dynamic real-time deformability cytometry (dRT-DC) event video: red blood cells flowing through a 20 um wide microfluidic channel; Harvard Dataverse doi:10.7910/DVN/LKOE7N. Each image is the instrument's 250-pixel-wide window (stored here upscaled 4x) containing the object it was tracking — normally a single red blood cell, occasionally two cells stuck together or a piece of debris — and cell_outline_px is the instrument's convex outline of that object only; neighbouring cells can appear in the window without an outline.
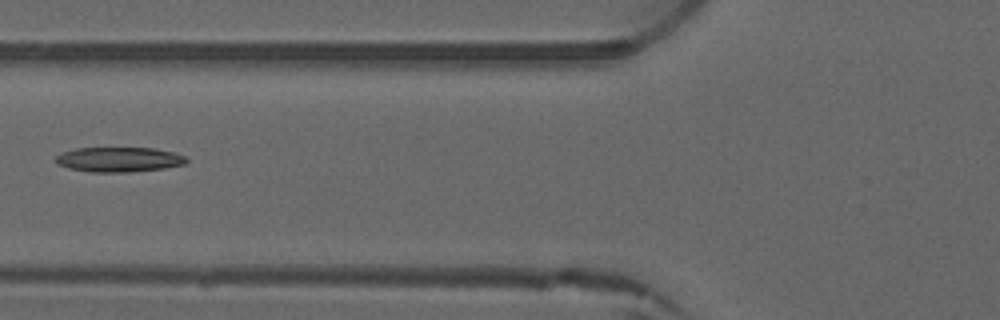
{"species": "common noctule bat (a hibernating species)", "species_latin": "Nyctalus noctula", "temperature_condition": "warm", "stored_images_in_passage": 5, "camera_frame_rate_fps": 3000, "um_per_image_px": 0.085, "animal": {"sex": "male", "forearm_length_mm": 52.5}, "frame": {"image": 1, "passage_image": 5, "time_ms": 4.333, "image_size_px": [1000, 320], "cell_outline_px": [[188, 160], [184, 164], [164, 168], [128, 172], [92, 172], [68, 168], [56, 164], [52, 160], [56, 156], [64, 152], [76, 148], [156, 148], [172, 152], [184, 156]], "centroid_in_image_um": [10.07, 13.56], "position_along_channel_um": 115.7, "area_um2": 18.9}}